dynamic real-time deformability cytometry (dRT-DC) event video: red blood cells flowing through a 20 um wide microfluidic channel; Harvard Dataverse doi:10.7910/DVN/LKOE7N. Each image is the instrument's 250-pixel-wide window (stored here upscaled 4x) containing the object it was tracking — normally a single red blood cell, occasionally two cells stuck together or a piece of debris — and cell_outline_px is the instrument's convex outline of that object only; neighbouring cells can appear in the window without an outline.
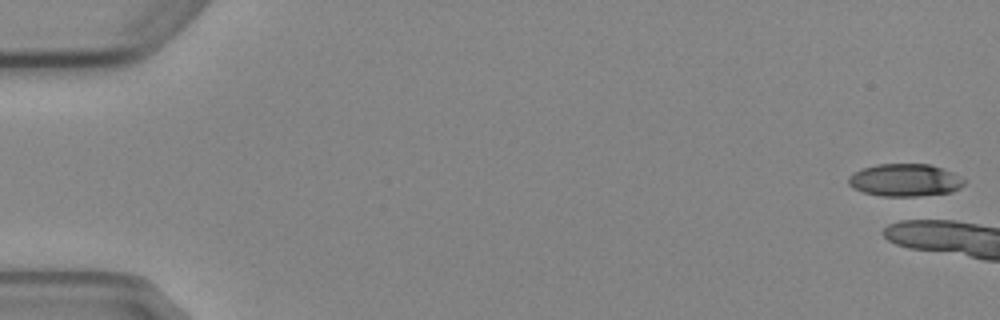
{"species": "Egyptian fruit bat (a non-hibernating species)", "species_latin": "Rousettus aegyptiacus", "temperature_condition": "cold", "stored_images_in_passage": 1, "camera_frame_rate_fps": 3000, "um_per_image_px": 0.085, "animal": {"sex": "female"}, "frame": {"image": 1, "passage_image": 1, "time_ms": 0.0, "image_size_px": [1000, 320], "cell_outline_px": [[964, 184], [960, 188], [952, 192], [916, 196], [880, 196], [864, 192], [852, 188], [848, 184], [848, 176], [852, 172], [876, 164], [928, 164], [952, 172], [964, 180]], "centroid_in_image_um": [76.88, 15.31], "position_along_channel_um": 8.1, "area_um2": 21.91}}